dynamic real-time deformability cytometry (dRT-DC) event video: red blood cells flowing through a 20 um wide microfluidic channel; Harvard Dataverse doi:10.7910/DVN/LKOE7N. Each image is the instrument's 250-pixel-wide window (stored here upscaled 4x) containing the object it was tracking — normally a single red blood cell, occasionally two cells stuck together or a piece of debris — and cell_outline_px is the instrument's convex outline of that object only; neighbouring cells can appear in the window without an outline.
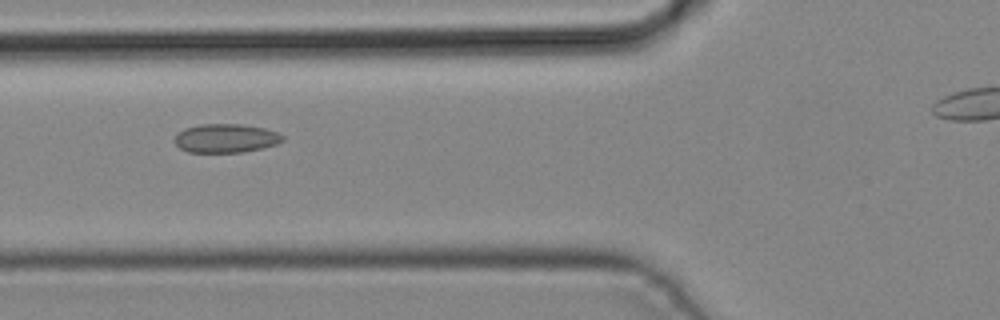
{"species": "common noctule bat (a hibernating species)", "species_latin": "Nyctalus noctula", "temperature_condition": "cold", "stored_images_in_passage": 4, "camera_frame_rate_fps": 3000, "um_per_image_px": 0.085, "animal": {"sex": "male", "body_mass_g": 19.2, "forearm_length_mm": 51.8}, "frame": {"image": 1, "passage_image": 4, "time_ms": 1.0, "image_size_px": [1000, 320], "cell_outline_px": [[284, 140], [276, 144], [264, 148], [244, 152], [188, 152], [180, 148], [172, 140], [184, 128], [200, 124], [244, 124], [264, 128], [276, 132], [284, 136]], "centroid_in_image_um": [19.2, 11.75], "position_along_channel_um": 106.6, "area_um2": 18.21}}